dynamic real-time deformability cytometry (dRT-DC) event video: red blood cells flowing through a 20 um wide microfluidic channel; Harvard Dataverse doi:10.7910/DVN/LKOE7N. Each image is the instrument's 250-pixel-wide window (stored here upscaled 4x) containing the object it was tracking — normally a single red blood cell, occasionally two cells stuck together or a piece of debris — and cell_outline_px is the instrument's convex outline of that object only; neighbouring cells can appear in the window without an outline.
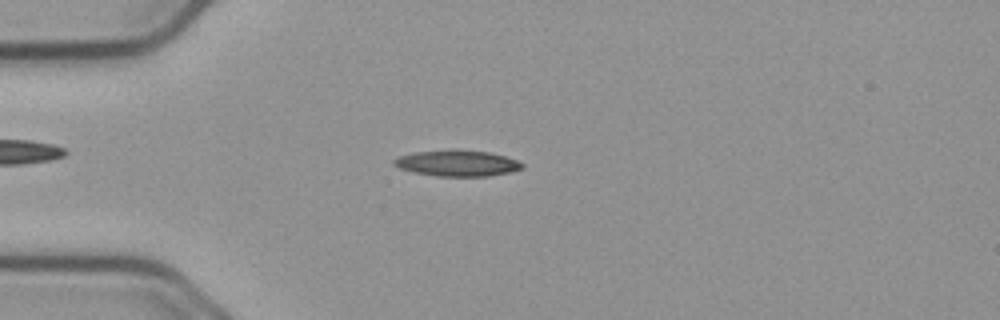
{"species": "common noctule bat (a hibernating species)", "species_latin": "Nyctalus noctula", "temperature_condition": "cold", "stored_images_in_passage": 54, "camera_frame_rate_fps": 3000, "um_per_image_px": 0.085, "animal": {"sex": "male", "body_mass_g": 23.1, "forearm_length_mm": 52.7}, "frame": {"image": 1, "passage_image": 14, "time_ms": 4.333, "image_size_px": [1000, 320], "cell_outline_px": [[524, 168], [512, 172], [488, 176], [436, 176], [412, 172], [400, 168], [392, 164], [392, 160], [400, 156], [416, 152], [488, 152], [504, 156], [516, 160], [524, 164]], "centroid_in_image_um": [38.88, 13.92], "position_along_channel_um": 46.1, "area_um2": 18.67}}
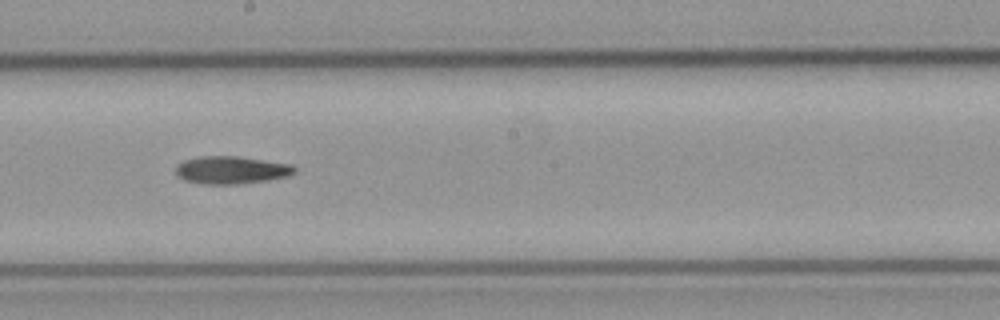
{"frame": {"image": 2, "passage_image": 30, "time_ms": 9.667, "image_size_px": [1000, 320], "cell_outline_px": [[296, 172], [288, 176], [268, 180], [240, 184], [200, 184], [184, 180], [176, 172], [176, 164], [184, 160], [200, 156], [236, 156], [292, 164], [296, 168]], "centroid_in_image_um": [19.67, 14.45], "position_along_channel_um": 228.5, "area_um2": 19.25}}
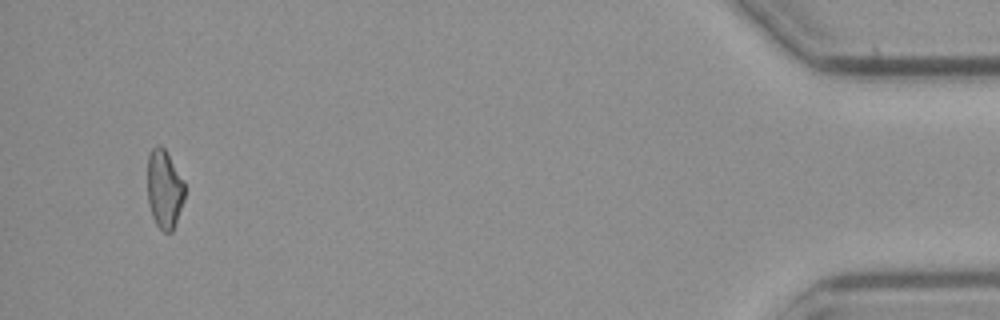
{"frame": {"image": 3, "passage_image": 52, "time_ms": 17.0, "image_size_px": [1000, 320], "cell_outline_px": [[184, 200], [172, 232], [164, 232], [156, 224], [152, 216], [148, 204], [148, 156], [152, 148], [156, 144], [160, 144], [164, 148], [184, 184]], "centroid_in_image_um": [13.94, 16.09], "position_along_channel_um": 421.3, "area_um2": 16.76}}